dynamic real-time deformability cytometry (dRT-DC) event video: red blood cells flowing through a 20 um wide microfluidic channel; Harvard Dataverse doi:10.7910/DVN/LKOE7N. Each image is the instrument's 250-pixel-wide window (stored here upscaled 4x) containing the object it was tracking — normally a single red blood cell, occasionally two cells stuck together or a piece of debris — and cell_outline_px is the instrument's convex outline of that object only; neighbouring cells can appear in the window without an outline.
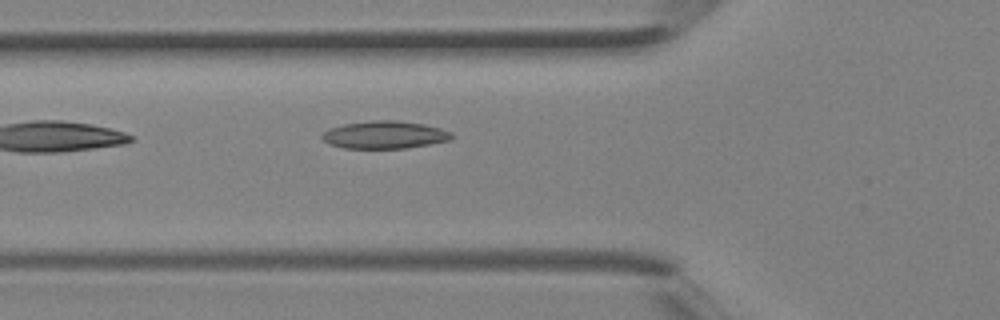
{"species": "Egyptian fruit bat (a non-hibernating species)", "species_latin": "Rousettus aegyptiacus", "temperature_condition": "room temperature", "stored_images_in_passage": 4, "camera_frame_rate_fps": 3000, "um_per_image_px": 0.085, "animal": {"sex": "female"}, "frame": {"image": 1, "passage_image": 4, "time_ms": 1.0, "image_size_px": [1000, 320], "cell_outline_px": [[456, 136], [448, 140], [432, 144], [408, 148], [344, 148], [328, 144], [320, 136], [328, 128], [344, 124], [372, 120], [396, 120], [424, 124], [440, 128], [452, 132]], "centroid_in_image_um": [32.71, 11.46], "position_along_channel_um": 93.1, "area_um2": 21.04}}